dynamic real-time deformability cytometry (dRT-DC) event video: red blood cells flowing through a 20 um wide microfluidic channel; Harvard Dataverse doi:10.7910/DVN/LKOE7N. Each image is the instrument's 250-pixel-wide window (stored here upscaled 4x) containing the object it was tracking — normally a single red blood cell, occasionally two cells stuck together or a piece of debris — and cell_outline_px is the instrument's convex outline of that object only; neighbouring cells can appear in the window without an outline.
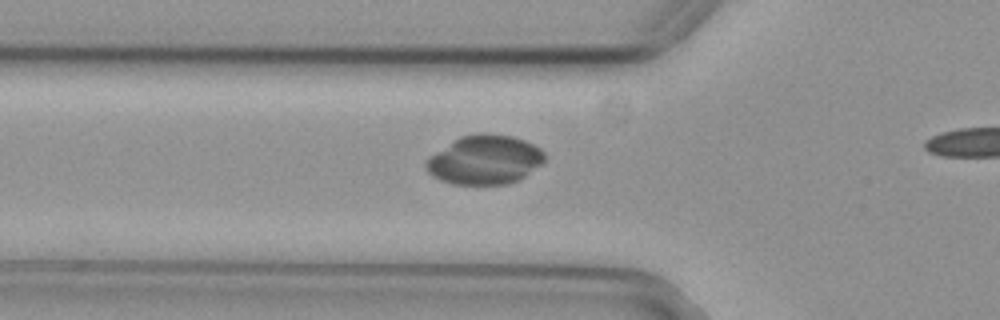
{"species": "common noctule bat (a hibernating species)", "species_latin": "Nyctalus noctula", "temperature_condition": "cold", "stored_images_in_passage": 4, "camera_frame_rate_fps": 3000, "um_per_image_px": 0.085, "animal": {"sex": "female", "body_mass_g": 29.2, "forearm_length_mm": 56.3}, "frame": {"image": 1, "passage_image": 2, "time_ms": 0.333, "image_size_px": [1000, 320], "cell_outline_px": [[544, 160], [540, 164], [520, 180], [508, 184], [452, 184], [440, 180], [432, 176], [428, 172], [424, 164], [436, 152], [460, 136], [480, 132], [484, 132], [512, 136], [524, 140], [540, 148], [544, 152]], "centroid_in_image_um": [41.2, 13.58], "position_along_channel_um": 84.6, "area_um2": 33.81}}